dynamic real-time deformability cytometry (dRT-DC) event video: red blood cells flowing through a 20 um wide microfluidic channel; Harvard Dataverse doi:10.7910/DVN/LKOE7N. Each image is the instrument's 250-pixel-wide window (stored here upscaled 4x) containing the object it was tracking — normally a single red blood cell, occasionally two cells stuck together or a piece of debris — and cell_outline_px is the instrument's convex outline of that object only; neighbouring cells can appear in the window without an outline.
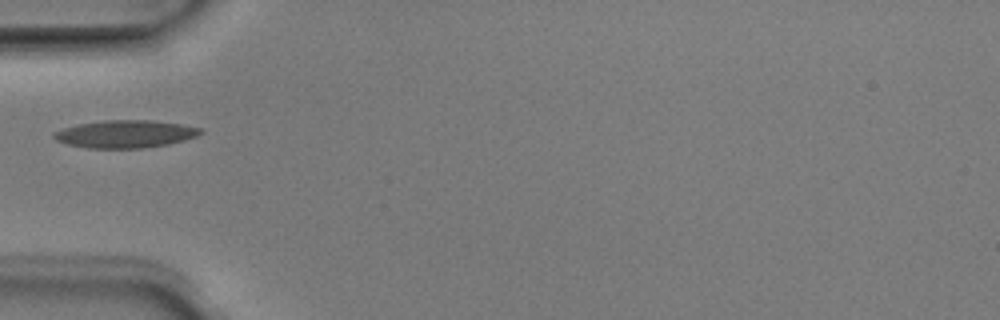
{"species": "Egyptian fruit bat (a non-hibernating species)", "species_latin": "Rousettus aegyptiacus", "temperature_condition": "room temperature", "stored_images_in_passage": 35, "camera_frame_rate_fps": 3000, "um_per_image_px": 0.085, "animal": {"sex": "male"}, "frame": {"image": 1, "passage_image": 1, "time_ms": 0.0, "image_size_px": [1000, 320], "cell_outline_px": [[204, 132], [196, 136], [184, 140], [168, 144], [140, 148], [88, 148], [68, 144], [56, 140], [52, 136], [52, 132], [76, 124], [104, 120], [156, 120], [184, 124], [204, 128]], "centroid_in_image_um": [10.68, 11.37], "position_along_channel_um": 74.3, "area_um2": 23.81}}
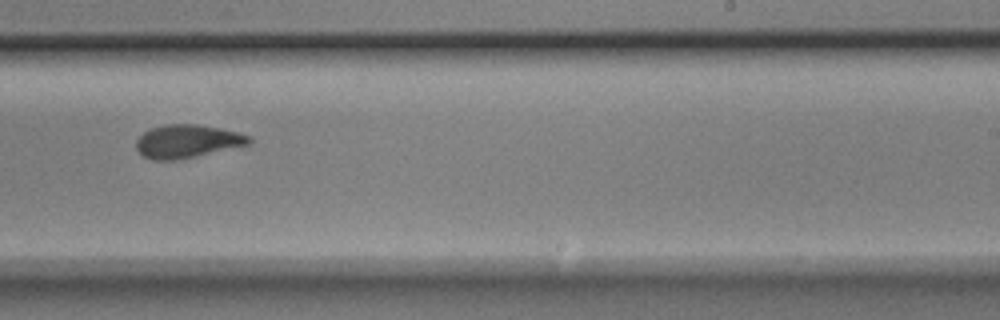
{"frame": {"image": 2, "passage_image": 16, "time_ms": 5.0, "image_size_px": [1000, 320], "cell_outline_px": [[252, 144], [196, 156], [176, 160], [152, 160], [144, 156], [136, 148], [136, 140], [144, 132], [152, 128], [164, 124], [196, 124], [220, 128], [252, 136]], "centroid_in_image_um": [15.94, 12.01], "position_along_channel_um": 273.1, "area_um2": 21.85}}
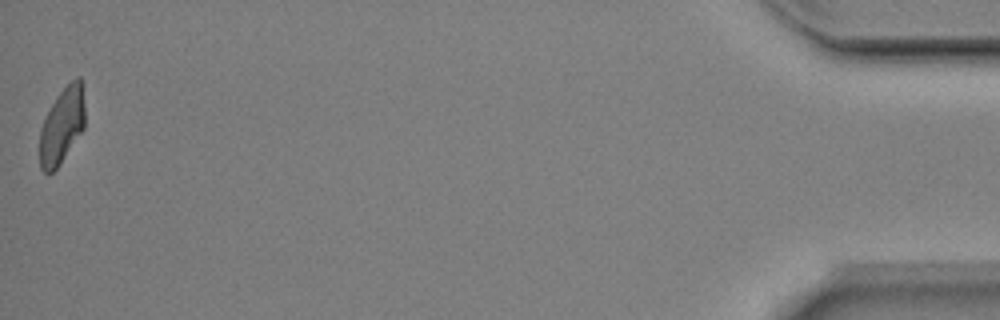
{"frame": {"image": 3, "passage_image": 35, "time_ms": 11.333, "image_size_px": [1000, 320], "cell_outline_px": [[84, 128], [60, 164], [52, 172], [44, 172], [40, 168], [40, 128], [56, 96], [76, 76], [80, 76], [84, 104]], "centroid_in_image_um": [5.26, 10.69], "position_along_channel_um": 429.9, "area_um2": 19.71}}